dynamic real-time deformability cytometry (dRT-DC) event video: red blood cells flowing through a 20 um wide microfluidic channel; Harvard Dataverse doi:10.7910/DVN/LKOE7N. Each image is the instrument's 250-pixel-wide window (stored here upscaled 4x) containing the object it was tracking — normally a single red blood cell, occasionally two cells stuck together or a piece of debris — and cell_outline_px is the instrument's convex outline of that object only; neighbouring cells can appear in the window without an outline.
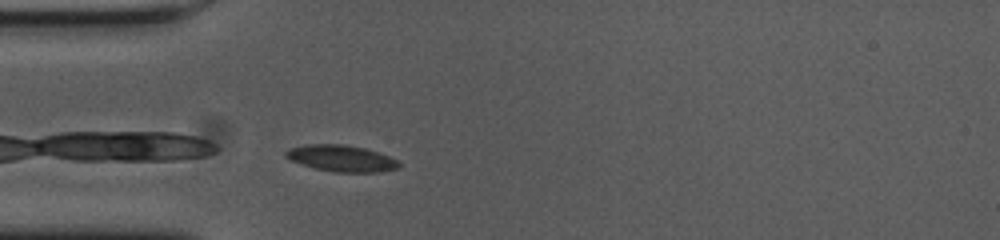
{"species": "common noctule bat (a hibernating species)", "species_latin": "Nyctalus noctula", "temperature_condition": "cold", "stored_images_in_passage": 30, "camera_frame_rate_fps": 3000, "um_per_image_px": 0.085, "animal": {"sex": "female", "body_mass_g": 23.0, "forearm_length_mm": 53.4}, "frame": {"image": 1, "passage_image": 1, "time_ms": 0.0, "image_size_px": [1000, 240], "cell_outline_px": [[400, 168], [376, 172], [336, 172], [316, 168], [292, 160], [284, 156], [284, 152], [288, 148], [308, 144], [340, 144], [364, 148], [388, 156], [396, 160], [400, 164]], "centroid_in_image_um": [29.0, 13.45], "position_along_channel_um": 56.0, "area_um2": 17.11}}
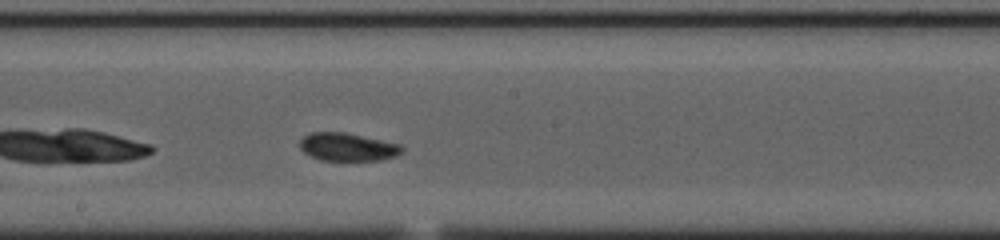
{"frame": {"image": 2, "passage_image": 15, "time_ms": 4.667, "image_size_px": [1000, 240], "cell_outline_px": [[404, 148], [396, 156], [380, 160], [320, 160], [304, 152], [300, 148], [300, 140], [308, 132], [344, 132], [400, 144]], "centroid_in_image_um": [29.52, 12.48], "position_along_channel_um": 218.7, "area_um2": 16.53}}
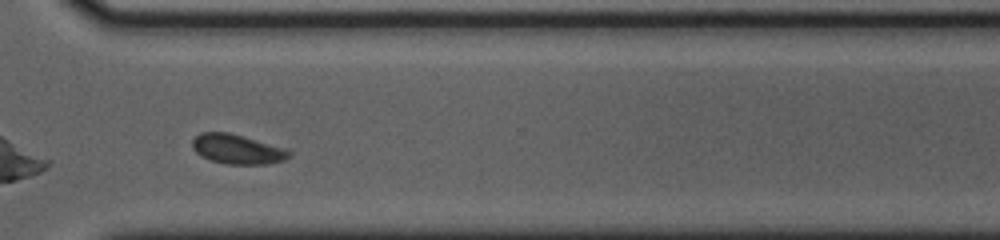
{"frame": {"image": 3, "passage_image": 26, "time_ms": 8.333, "image_size_px": [1000, 240], "cell_outline_px": [[292, 156], [284, 160], [268, 164], [228, 164], [212, 160], [200, 156], [192, 148], [192, 140], [200, 132], [228, 132], [284, 148], [292, 152]], "centroid_in_image_um": [20.16, 12.68], "position_along_channel_um": 350.4, "area_um2": 16.59}, "authors_computed_cell_mechanics": {"area_um2": 16.6464, "velocity_mm_per_s": 3.58, "shape_relaxation_time_tau1_ms": 5.102, "shape_relaxation_time_tau2_ms": 1.5208, "deformation_change_tau1": 0.1107, "deformation_change_tau2": 0.0436}}